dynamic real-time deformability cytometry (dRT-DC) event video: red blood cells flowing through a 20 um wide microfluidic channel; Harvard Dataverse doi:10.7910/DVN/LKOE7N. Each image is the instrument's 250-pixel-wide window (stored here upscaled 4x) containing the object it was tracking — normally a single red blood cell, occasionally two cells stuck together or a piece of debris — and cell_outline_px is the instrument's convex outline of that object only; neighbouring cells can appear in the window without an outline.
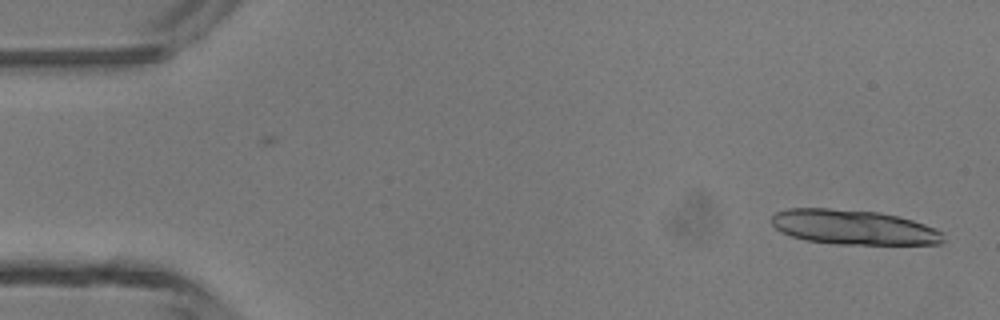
{"species": "common noctule bat (a hibernating species)", "species_latin": "Nyctalus noctula", "temperature_condition": "room temperature", "stored_images_in_passage": 46, "camera_frame_rate_fps": 3000, "um_per_image_px": 0.085, "animal": {"sex": "male", "body_mass_g": 13.3}, "frame": {"image": 1, "passage_image": 1, "time_ms": 0.0, "image_size_px": [1000, 320], "cell_outline_px": [[944, 240], [940, 244], [836, 244], [804, 240], [780, 232], [772, 224], [772, 216], [776, 212], [788, 208], [828, 208], [880, 212], [912, 220], [936, 228], [944, 232]], "centroid_in_image_um": [72.55, 19.31], "position_along_channel_um": 12.4, "area_um2": 34.91}}
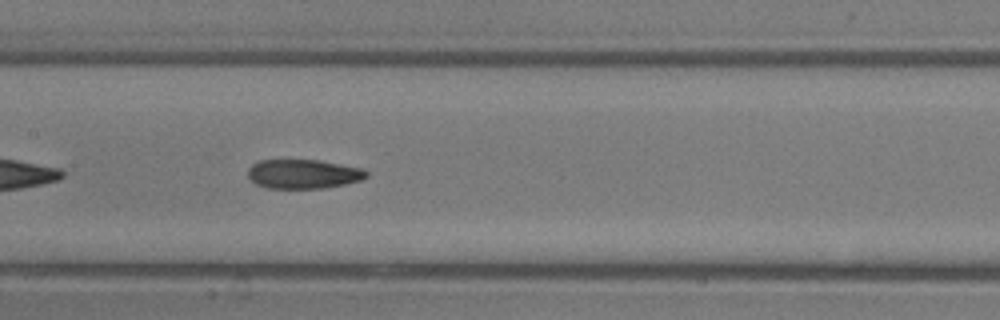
{"frame": {"image": 2, "passage_image": 22, "time_ms": 7.0, "image_size_px": [1000, 320], "cell_outline_px": [[368, 176], [360, 180], [344, 184], [324, 188], [264, 188], [256, 184], [248, 176], [248, 168], [256, 160], [320, 160], [360, 168], [368, 172]], "centroid_in_image_um": [25.74, 14.78], "position_along_channel_um": 181.7, "area_um2": 20.17}}
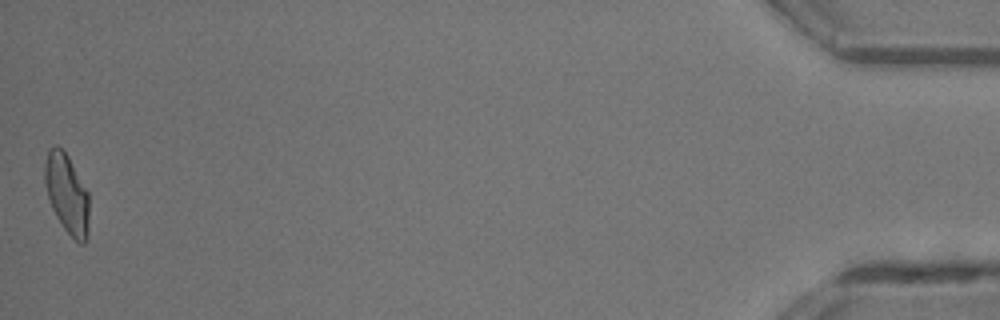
{"frame": {"image": 3, "passage_image": 46, "time_ms": 15.0, "image_size_px": [1000, 320], "cell_outline_px": [[88, 236], [84, 244], [80, 244], [64, 228], [56, 216], [52, 208], [48, 196], [44, 180], [44, 164], [48, 148], [56, 144], [68, 156], [88, 192]], "centroid_in_image_um": [5.67, 16.45], "position_along_channel_um": 429.5, "area_um2": 20.4}, "authors_computed_cell_mechanics": {"area_um2": 20.9236, "velocity_mm_per_s": 4.3704, "shape_relaxation_time_tau1_ms": 5.1673, "shape_relaxation_time_tau2_ms": 3.0654, "deformation_change_tau1": 0.1715, "deformation_change_tau2": 0.0939}}